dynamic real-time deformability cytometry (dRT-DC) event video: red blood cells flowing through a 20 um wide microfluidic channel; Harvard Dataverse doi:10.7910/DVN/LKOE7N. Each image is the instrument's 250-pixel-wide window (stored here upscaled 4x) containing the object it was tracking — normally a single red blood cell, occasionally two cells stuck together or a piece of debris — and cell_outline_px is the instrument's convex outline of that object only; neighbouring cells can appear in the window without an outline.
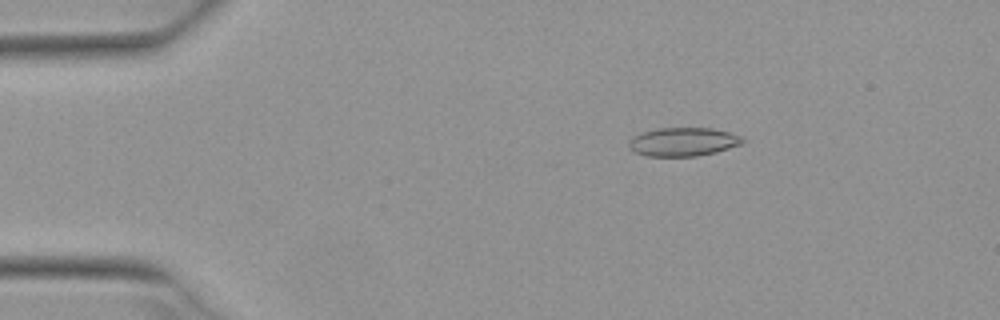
{"species": "Egyptian fruit bat (a non-hibernating species)", "species_latin": "Rousettus aegyptiacus", "temperature_condition": "warm", "stored_images_in_passage": 5, "camera_frame_rate_fps": 3000, "um_per_image_px": 0.085, "animal": {"sex": "female"}, "frame": {"image": 1, "passage_image": 3, "time_ms": 0.667, "image_size_px": [1000, 320], "cell_outline_px": [[744, 140], [740, 144], [716, 152], [696, 156], [648, 156], [636, 152], [628, 148], [628, 140], [632, 136], [640, 132], [656, 128], [712, 128], [728, 132], [740, 136]], "centroid_in_image_um": [57.99, 12.05], "position_along_channel_um": 27.0, "area_um2": 18.96}}